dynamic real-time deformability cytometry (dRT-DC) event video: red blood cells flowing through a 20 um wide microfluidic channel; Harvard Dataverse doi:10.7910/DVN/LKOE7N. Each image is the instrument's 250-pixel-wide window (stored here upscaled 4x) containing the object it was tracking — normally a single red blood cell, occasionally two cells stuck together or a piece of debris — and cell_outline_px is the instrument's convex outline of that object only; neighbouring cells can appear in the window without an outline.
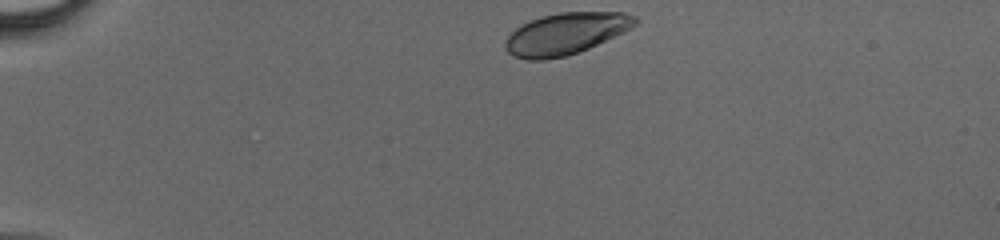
{"species": "human", "species_latin": "Homo sapiens", "temperature_condition": "cold", "stored_images_in_passage": 33, "camera_frame_rate_fps": 3000, "um_per_image_px": 0.085, "donor": {"sex": "male"}, "frame": {"image": 1, "passage_image": 1, "time_ms": 0.0, "image_size_px": [1000, 240], "cell_outline_px": [[640, 20], [636, 24], [624, 32], [588, 48], [564, 56], [544, 60], [528, 60], [512, 56], [504, 48], [504, 44], [508, 36], [516, 28], [540, 16], [560, 12], [624, 12], [636, 16]], "centroid_in_image_um": [48.09, 2.86], "position_along_channel_um": 36.9, "area_um2": 31.39}}
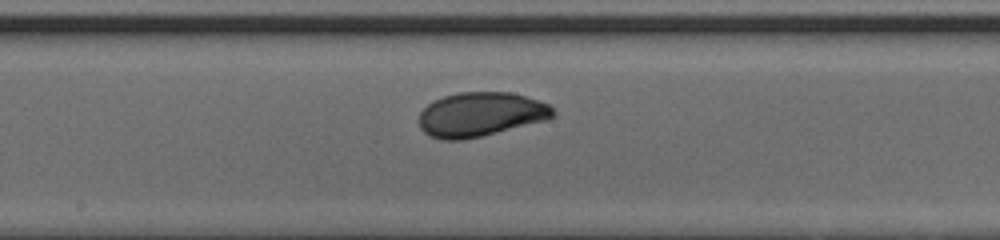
{"frame": {"image": 2, "passage_image": 17, "time_ms": 5.333, "image_size_px": [1000, 240], "cell_outline_px": [[556, 116], [548, 120], [464, 140], [440, 140], [428, 136], [420, 128], [420, 112], [432, 100], [444, 96], [460, 92], [512, 92], [548, 104], [556, 112]], "centroid_in_image_um": [40.85, 9.73], "position_along_channel_um": 207.4, "area_um2": 34.74}}
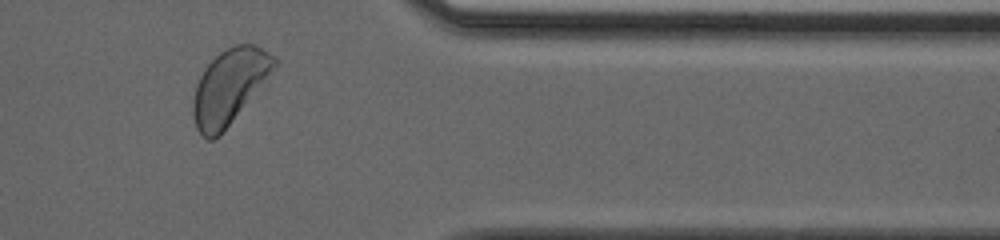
{"frame": {"image": 3, "passage_image": 30, "time_ms": 9.667, "image_size_px": [1000, 240], "cell_outline_px": [[280, 60], [276, 68], [220, 136], [212, 140], [208, 140], [196, 128], [192, 116], [192, 100], [196, 84], [204, 68], [220, 52], [236, 44], [252, 44], [276, 56]], "centroid_in_image_um": [19.49, 7.36], "position_along_channel_um": 391.9, "area_um2": 35.32}}